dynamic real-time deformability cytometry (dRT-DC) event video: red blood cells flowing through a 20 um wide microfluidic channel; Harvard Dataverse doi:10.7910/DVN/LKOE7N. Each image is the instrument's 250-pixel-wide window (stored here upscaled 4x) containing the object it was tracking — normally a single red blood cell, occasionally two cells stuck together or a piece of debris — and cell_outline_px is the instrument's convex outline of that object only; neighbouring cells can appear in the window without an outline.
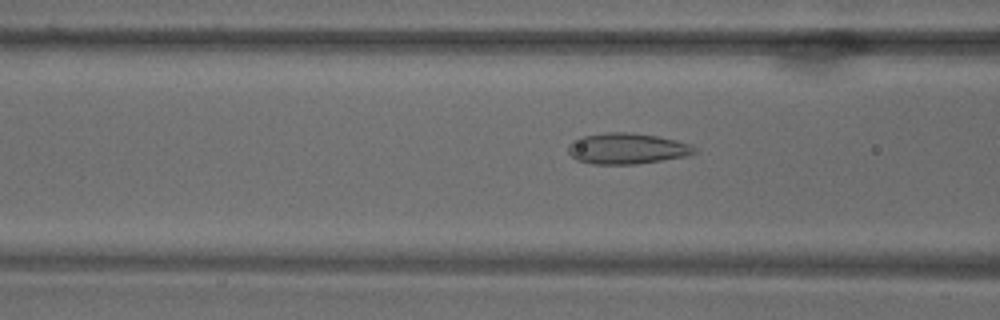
{"species": "common noctule bat (a hibernating species)", "species_latin": "Nyctalus noctula", "temperature_condition": "warm", "stored_images_in_passage": 58, "camera_frame_rate_fps": 3000, "um_per_image_px": 0.085, "animal": {"sex": "male", "body_mass_g": 18.8}, "frame": {"image": 1, "passage_image": 26, "time_ms": 8.333, "image_size_px": [1000, 320], "cell_outline_px": [[696, 152], [688, 156], [636, 164], [592, 164], [576, 160], [568, 152], [568, 144], [572, 140], [580, 136], [604, 132], [628, 132], [656, 136], [676, 140], [688, 144], [696, 148]], "centroid_in_image_um": [53.24, 12.62], "position_along_channel_um": 113.4, "area_um2": 22.89}}
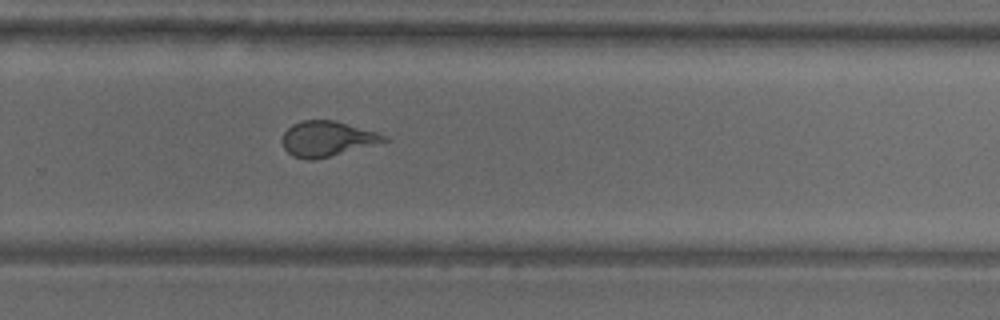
{"frame": {"image": 2, "passage_image": 45, "time_ms": 14.667, "image_size_px": [1000, 320], "cell_outline_px": [[388, 140], [328, 156], [312, 160], [308, 160], [292, 156], [284, 148], [280, 140], [284, 132], [292, 124], [304, 120], [332, 120], [376, 132], [388, 136]], "centroid_in_image_um": [27.72, 11.79], "position_along_channel_um": 302.1, "area_um2": 20.4}}
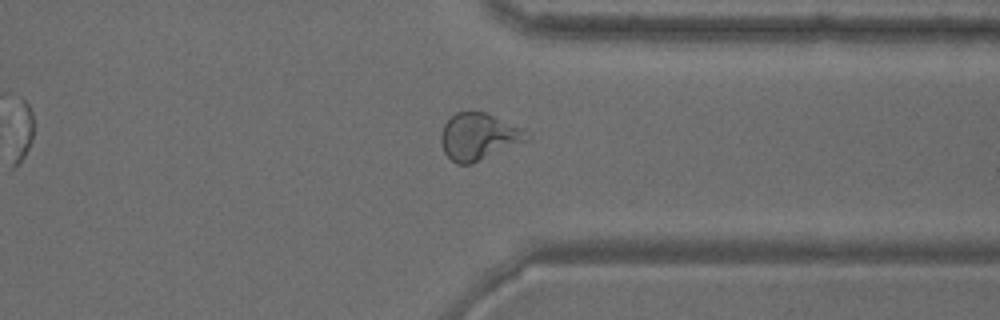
{"frame": {"image": 3, "passage_image": 52, "time_ms": 17.0, "image_size_px": [1000, 320], "cell_outline_px": [[532, 136], [528, 140], [472, 164], [456, 164], [444, 152], [440, 140], [440, 132], [444, 124], [456, 112], [484, 112], [520, 128]], "centroid_in_image_um": [40.65, 11.63], "position_along_channel_um": 370.7, "area_um2": 23.12}}